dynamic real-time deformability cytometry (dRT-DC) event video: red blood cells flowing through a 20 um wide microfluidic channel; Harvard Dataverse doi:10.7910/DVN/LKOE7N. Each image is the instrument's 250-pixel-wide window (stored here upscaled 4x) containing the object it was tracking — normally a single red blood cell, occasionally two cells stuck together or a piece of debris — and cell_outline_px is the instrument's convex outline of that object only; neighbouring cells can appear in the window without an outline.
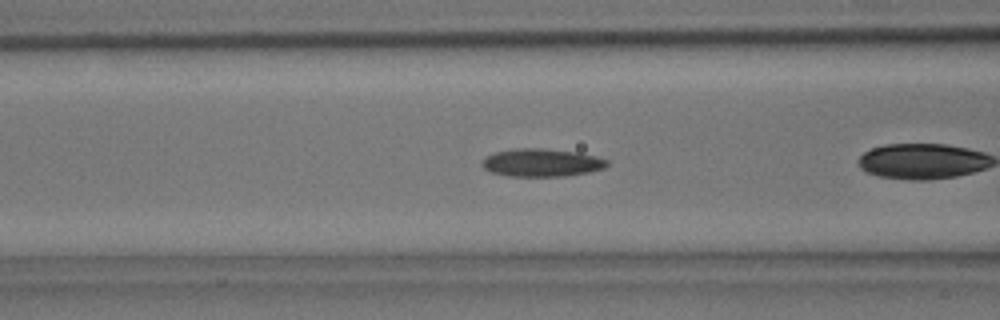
{"species": "common noctule bat (a hibernating species)", "species_latin": "Nyctalus noctula", "temperature_condition": "room temperature", "stored_images_in_passage": 23, "camera_frame_rate_fps": 3000, "um_per_image_px": 0.085, "animal": {"sex": "male", "body_mass_g": 15.6}, "frame": {"image": 1, "passage_image": 4, "time_ms": 1.0, "image_size_px": [1000, 320], "cell_outline_px": [[608, 164], [604, 168], [588, 172], [564, 176], [508, 176], [488, 172], [480, 164], [488, 156], [496, 152], [516, 148], [544, 148], [576, 152], [596, 156], [608, 160]], "centroid_in_image_um": [46.03, 13.83], "position_along_channel_um": 120.6, "area_um2": 20.29}}